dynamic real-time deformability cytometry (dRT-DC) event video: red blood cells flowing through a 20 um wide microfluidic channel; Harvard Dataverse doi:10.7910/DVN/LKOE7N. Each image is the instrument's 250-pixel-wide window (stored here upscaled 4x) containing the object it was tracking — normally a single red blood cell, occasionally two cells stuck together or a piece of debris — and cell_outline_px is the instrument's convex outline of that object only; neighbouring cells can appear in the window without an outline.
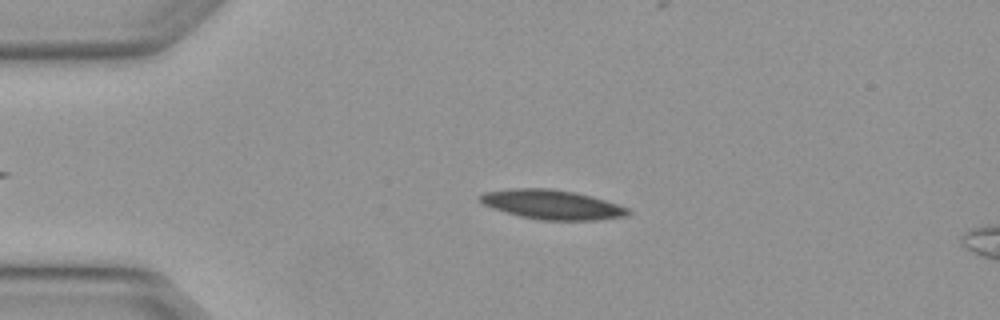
{"species": "Egyptian fruit bat (a non-hibernating species)", "species_latin": "Rousettus aegyptiacus", "temperature_condition": "warm", "stored_images_in_passage": 4, "camera_frame_rate_fps": 3000, "um_per_image_px": 0.085, "animal": {"sex": "female"}, "frame": {"image": 1, "passage_image": 2, "time_ms": 0.333, "image_size_px": [1000, 320], "cell_outline_px": [[632, 212], [628, 216], [596, 220], [540, 220], [520, 216], [492, 208], [484, 204], [480, 200], [480, 196], [484, 192], [516, 188], [552, 188], [576, 192], [592, 196], [628, 208]], "centroid_in_image_um": [46.96, 17.39], "position_along_channel_um": 38.0, "area_um2": 25.32}}
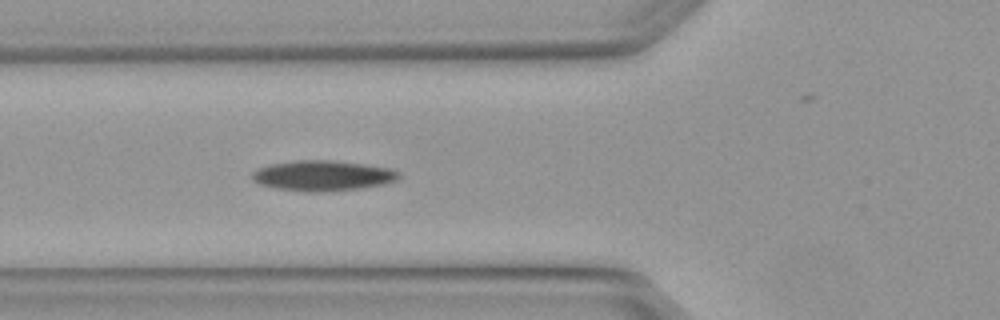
{"frame": {"image": 2, "passage_image": 4, "time_ms": 1.0, "image_size_px": [1000, 320], "cell_outline_px": [[400, 176], [396, 180], [384, 184], [360, 188], [320, 192], [304, 192], [276, 188], [260, 184], [252, 180], [252, 172], [256, 168], [268, 164], [296, 160], [332, 160], [364, 164], [392, 168], [400, 172]], "centroid_in_image_um": [27.41, 14.92], "position_along_channel_um": 98.4, "area_um2": 26.18}}